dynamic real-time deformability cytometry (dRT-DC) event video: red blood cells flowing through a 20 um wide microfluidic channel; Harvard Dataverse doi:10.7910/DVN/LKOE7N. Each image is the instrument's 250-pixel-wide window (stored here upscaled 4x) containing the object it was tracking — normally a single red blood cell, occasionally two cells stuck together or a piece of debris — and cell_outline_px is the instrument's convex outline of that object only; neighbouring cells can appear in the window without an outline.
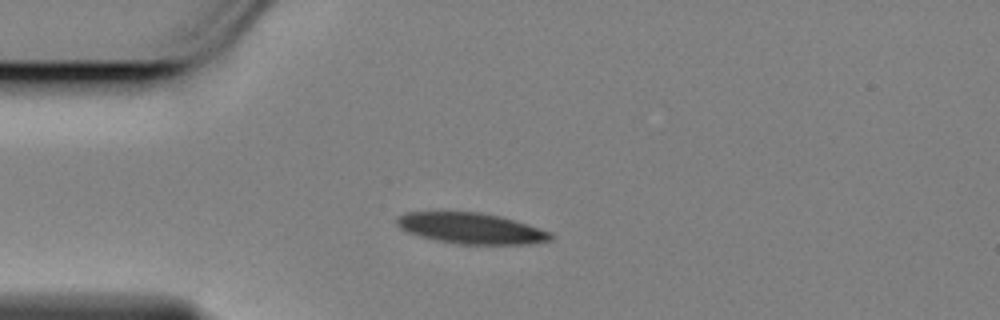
{"species": "Egyptian fruit bat (a non-hibernating species)", "species_latin": "Rousettus aegyptiacus", "temperature_condition": "cold", "stored_images_in_passage": 44, "camera_frame_rate_fps": 3000, "um_per_image_px": 0.085, "animal": {"sex": "female"}, "frame": {"image": 1, "passage_image": 1, "time_ms": 0.0, "image_size_px": [1000, 320], "cell_outline_px": [[556, 236], [552, 240], [528, 244], [456, 244], [432, 240], [408, 232], [400, 228], [396, 224], [396, 220], [400, 216], [408, 212], [480, 212], [500, 216], [552, 232]], "centroid_in_image_um": [40.06, 19.42], "position_along_channel_um": 44.9, "area_um2": 27.69}}
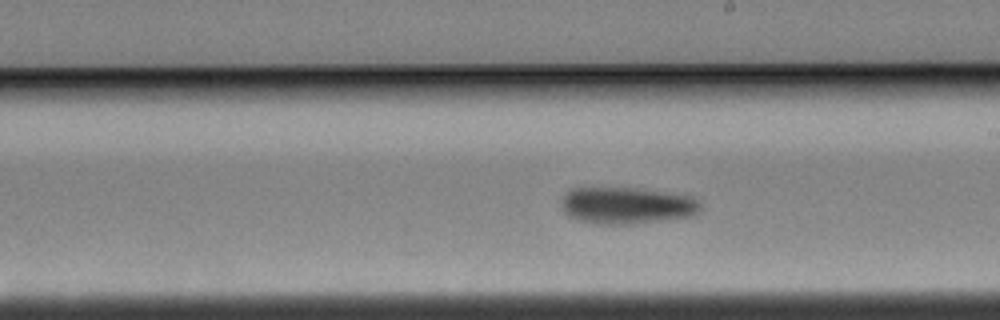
{"frame": {"image": 2, "passage_image": 19, "time_ms": 6.0, "image_size_px": [1000, 320], "cell_outline_px": [[700, 212], [692, 216], [628, 224], [596, 224], [580, 220], [568, 216], [564, 212], [560, 204], [560, 200], [572, 188], [636, 188], [668, 192], [692, 196], [700, 204]], "centroid_in_image_um": [53.26, 17.46], "position_along_channel_um": 235.7, "area_um2": 29.77}}
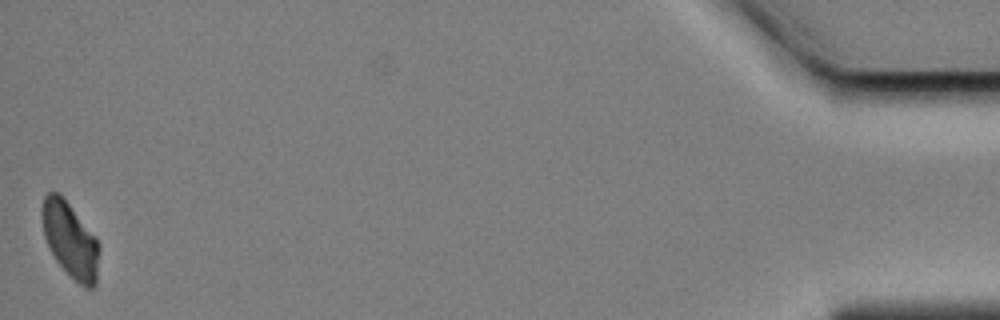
{"frame": {"image": 3, "passage_image": 44, "time_ms": 14.333, "image_size_px": [1000, 320], "cell_outline_px": [[100, 252], [96, 284], [92, 288], [84, 288], [56, 260], [44, 236], [40, 216], [40, 212], [44, 196], [48, 192], [60, 192], [96, 236], [100, 244]], "centroid_in_image_um": [5.98, 20.34], "position_along_channel_um": 429.2, "area_um2": 25.37}, "authors_computed_cell_mechanics": {"area_um2": 28.6688, "velocity_mm_per_s": 3.4388, "shape_relaxation_time_tau1_ms": 3.179, "shape_relaxation_time_tau2_ms": null, "deformation_change_tau1": 0.0857, "deformation_change_tau2": null}}